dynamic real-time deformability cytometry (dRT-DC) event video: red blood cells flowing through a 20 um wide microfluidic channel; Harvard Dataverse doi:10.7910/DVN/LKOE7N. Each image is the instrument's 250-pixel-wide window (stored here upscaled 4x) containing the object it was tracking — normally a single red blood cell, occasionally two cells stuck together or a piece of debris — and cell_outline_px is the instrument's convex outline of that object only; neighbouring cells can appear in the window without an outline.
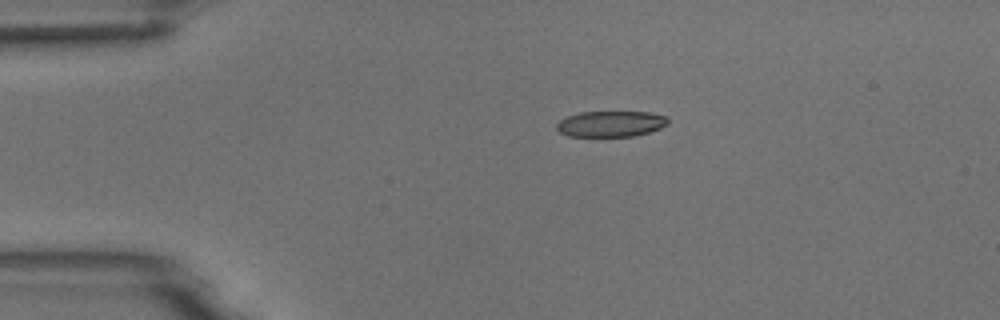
{"species": "common noctule bat (a hibernating species)", "species_latin": "Nyctalus noctula", "temperature_condition": "room temperature", "stored_images_in_passage": 2, "camera_frame_rate_fps": 3000, "um_per_image_px": 0.085, "animal": {"sex": "male", "body_mass_g": 18.8}, "frame": {"image": 1, "passage_image": 1, "time_ms": 0.0, "image_size_px": [1000, 320], "cell_outline_px": [[668, 124], [660, 128], [648, 132], [632, 136], [568, 136], [560, 132], [556, 128], [556, 124], [560, 120], [568, 116], [580, 112], [648, 112], [668, 116]], "centroid_in_image_um": [51.92, 10.52], "position_along_channel_um": 33.1, "area_um2": 16.7}}